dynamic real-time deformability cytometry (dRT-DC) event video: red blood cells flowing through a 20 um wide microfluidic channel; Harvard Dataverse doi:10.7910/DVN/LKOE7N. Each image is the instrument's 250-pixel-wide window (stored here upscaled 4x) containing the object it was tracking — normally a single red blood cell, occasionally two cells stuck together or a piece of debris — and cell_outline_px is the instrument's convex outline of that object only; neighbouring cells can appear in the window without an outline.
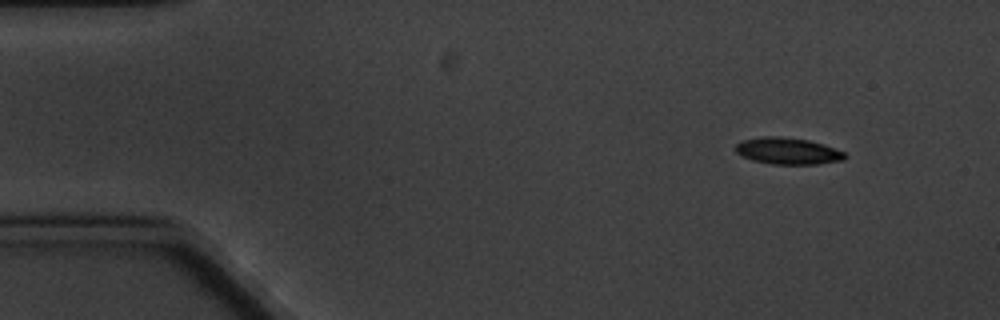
{"species": "common noctule bat (a hibernating species)", "species_latin": "Nyctalus noctula", "temperature_condition": "cold", "stored_images_in_passage": 4, "camera_frame_rate_fps": 3000, "um_per_image_px": 0.085, "animal": {"sex": "male", "body_mass_g": 20.1, "forearm_length_mm": 53.5}, "frame": {"image": 1, "passage_image": 1, "time_ms": 0.0, "image_size_px": [1000, 320], "cell_outline_px": [[848, 156], [844, 160], [816, 164], [772, 164], [752, 160], [736, 152], [736, 144], [740, 140], [760, 136], [780, 136], [808, 140], [824, 144], [844, 152]], "centroid_in_image_um": [66.96, 12.82], "position_along_channel_um": 18.0, "area_um2": 17.05}}
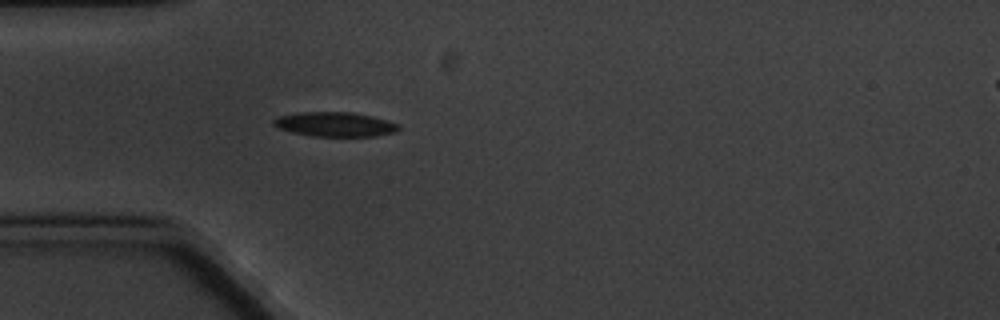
{"frame": {"image": 2, "passage_image": 4, "time_ms": 3.667, "image_size_px": [1000, 320], "cell_outline_px": [[400, 128], [396, 132], [376, 136], [312, 136], [292, 132], [280, 128], [272, 124], [272, 120], [280, 116], [296, 112], [352, 112], [372, 116], [388, 120], [400, 124]], "centroid_in_image_um": [28.5, 10.56], "position_along_channel_um": 56.5, "area_um2": 17.92}}